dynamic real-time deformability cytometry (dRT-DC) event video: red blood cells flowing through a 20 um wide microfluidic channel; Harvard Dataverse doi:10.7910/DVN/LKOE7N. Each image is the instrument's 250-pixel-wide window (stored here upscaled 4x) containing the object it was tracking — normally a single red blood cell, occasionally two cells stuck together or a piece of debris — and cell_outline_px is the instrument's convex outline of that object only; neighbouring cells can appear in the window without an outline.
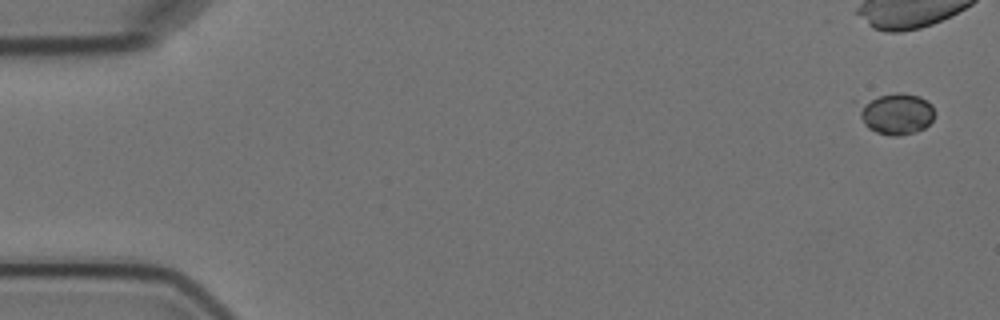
{"species": "Egyptian fruit bat (a non-hibernating species)", "species_latin": "Rousettus aegyptiacus", "temperature_condition": "cold", "stored_images_in_passage": 5, "camera_frame_rate_fps": 3000, "um_per_image_px": 0.085, "animal": {"sex": "female"}, "frame": {"image": 1, "passage_image": 1, "time_ms": 0.0, "image_size_px": [1000, 320], "cell_outline_px": [[936, 112], [932, 120], [924, 128], [916, 132], [900, 136], [892, 136], [876, 132], [868, 128], [864, 124], [860, 116], [860, 104], [880, 96], [896, 92], [904, 92], [920, 96], [932, 104]], "centroid_in_image_um": [76.25, 9.68], "position_along_channel_um": 8.8, "area_um2": 18.21}}